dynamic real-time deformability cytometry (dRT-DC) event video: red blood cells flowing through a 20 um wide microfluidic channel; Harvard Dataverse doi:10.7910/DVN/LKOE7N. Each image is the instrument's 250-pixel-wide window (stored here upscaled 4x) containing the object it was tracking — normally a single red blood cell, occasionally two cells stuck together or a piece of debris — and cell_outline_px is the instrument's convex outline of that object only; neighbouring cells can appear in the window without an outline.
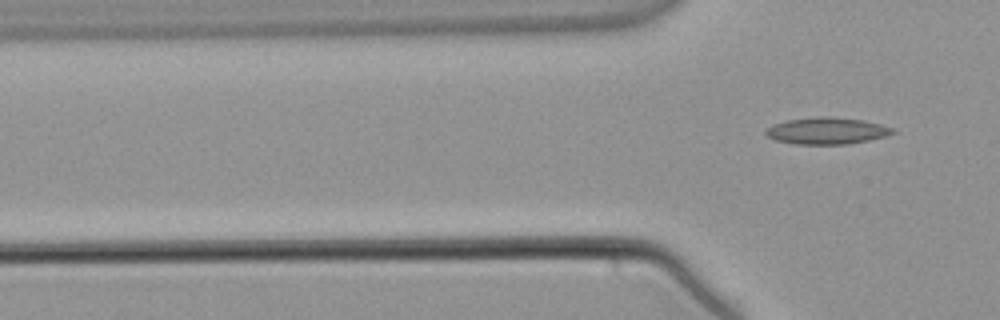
{"species": "common noctule bat (a hibernating species)", "species_latin": "Nyctalus noctula", "temperature_condition": "warm", "stored_images_in_passage": 2, "camera_frame_rate_fps": 3000, "um_per_image_px": 0.085, "animal": {"sex": "male", "body_mass_g": 21.5, "forearm_length_mm": 52.0}, "frame": {"image": 1, "passage_image": 2, "time_ms": 0.333, "image_size_px": [1000, 320], "cell_outline_px": [[896, 132], [884, 136], [868, 140], [848, 144], [796, 144], [776, 140], [768, 136], [764, 132], [772, 124], [788, 120], [820, 116], [824, 116], [860, 120], [880, 124], [892, 128]], "centroid_in_image_um": [70.25, 11.12], "position_along_channel_um": 55.5, "area_um2": 19.42}}